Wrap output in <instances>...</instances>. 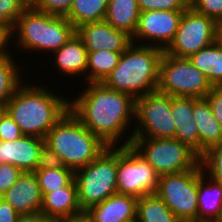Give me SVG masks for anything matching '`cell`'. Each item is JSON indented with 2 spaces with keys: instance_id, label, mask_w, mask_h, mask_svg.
Masks as SVG:
<instances>
[{
  "instance_id": "obj_1",
  "label": "cell",
  "mask_w": 222,
  "mask_h": 222,
  "mask_svg": "<svg viewBox=\"0 0 222 222\" xmlns=\"http://www.w3.org/2000/svg\"><path fill=\"white\" fill-rule=\"evenodd\" d=\"M135 109L136 99L132 95L108 88L103 83H89L81 95L69 101L72 114L112 147H116L121 135L127 133L128 125L132 118L135 119Z\"/></svg>"
},
{
  "instance_id": "obj_2",
  "label": "cell",
  "mask_w": 222,
  "mask_h": 222,
  "mask_svg": "<svg viewBox=\"0 0 222 222\" xmlns=\"http://www.w3.org/2000/svg\"><path fill=\"white\" fill-rule=\"evenodd\" d=\"M49 91L22 83L5 105L23 135L45 139L49 130L69 111L70 100Z\"/></svg>"
},
{
  "instance_id": "obj_3",
  "label": "cell",
  "mask_w": 222,
  "mask_h": 222,
  "mask_svg": "<svg viewBox=\"0 0 222 222\" xmlns=\"http://www.w3.org/2000/svg\"><path fill=\"white\" fill-rule=\"evenodd\" d=\"M164 50L131 43L121 54L118 65L102 82L106 87L125 92L135 99L157 90L159 64Z\"/></svg>"
},
{
  "instance_id": "obj_4",
  "label": "cell",
  "mask_w": 222,
  "mask_h": 222,
  "mask_svg": "<svg viewBox=\"0 0 222 222\" xmlns=\"http://www.w3.org/2000/svg\"><path fill=\"white\" fill-rule=\"evenodd\" d=\"M45 144L74 171L95 160L108 147L70 110L49 130Z\"/></svg>"
},
{
  "instance_id": "obj_5",
  "label": "cell",
  "mask_w": 222,
  "mask_h": 222,
  "mask_svg": "<svg viewBox=\"0 0 222 222\" xmlns=\"http://www.w3.org/2000/svg\"><path fill=\"white\" fill-rule=\"evenodd\" d=\"M16 31V32H15ZM23 50L55 52L76 33V28L63 16L40 12L29 5L18 18L12 35Z\"/></svg>"
},
{
  "instance_id": "obj_6",
  "label": "cell",
  "mask_w": 222,
  "mask_h": 222,
  "mask_svg": "<svg viewBox=\"0 0 222 222\" xmlns=\"http://www.w3.org/2000/svg\"><path fill=\"white\" fill-rule=\"evenodd\" d=\"M117 167L118 147L108 146L95 160L75 171L78 203L82 211L118 193Z\"/></svg>"
},
{
  "instance_id": "obj_7",
  "label": "cell",
  "mask_w": 222,
  "mask_h": 222,
  "mask_svg": "<svg viewBox=\"0 0 222 222\" xmlns=\"http://www.w3.org/2000/svg\"><path fill=\"white\" fill-rule=\"evenodd\" d=\"M131 146L161 176L194 169L200 156L175 138H132Z\"/></svg>"
},
{
  "instance_id": "obj_8",
  "label": "cell",
  "mask_w": 222,
  "mask_h": 222,
  "mask_svg": "<svg viewBox=\"0 0 222 222\" xmlns=\"http://www.w3.org/2000/svg\"><path fill=\"white\" fill-rule=\"evenodd\" d=\"M135 120L137 127L122 146L131 145L132 138H174L171 96L155 90L136 98Z\"/></svg>"
},
{
  "instance_id": "obj_9",
  "label": "cell",
  "mask_w": 222,
  "mask_h": 222,
  "mask_svg": "<svg viewBox=\"0 0 222 222\" xmlns=\"http://www.w3.org/2000/svg\"><path fill=\"white\" fill-rule=\"evenodd\" d=\"M213 86L189 58L163 53L157 90L170 96L205 98Z\"/></svg>"
},
{
  "instance_id": "obj_10",
  "label": "cell",
  "mask_w": 222,
  "mask_h": 222,
  "mask_svg": "<svg viewBox=\"0 0 222 222\" xmlns=\"http://www.w3.org/2000/svg\"><path fill=\"white\" fill-rule=\"evenodd\" d=\"M155 194L181 222H197L198 165L184 172L161 175Z\"/></svg>"
},
{
  "instance_id": "obj_11",
  "label": "cell",
  "mask_w": 222,
  "mask_h": 222,
  "mask_svg": "<svg viewBox=\"0 0 222 222\" xmlns=\"http://www.w3.org/2000/svg\"><path fill=\"white\" fill-rule=\"evenodd\" d=\"M160 175L131 145L118 147L117 192L140 198L155 194Z\"/></svg>"
},
{
  "instance_id": "obj_12",
  "label": "cell",
  "mask_w": 222,
  "mask_h": 222,
  "mask_svg": "<svg viewBox=\"0 0 222 222\" xmlns=\"http://www.w3.org/2000/svg\"><path fill=\"white\" fill-rule=\"evenodd\" d=\"M217 23L190 6L183 12L173 41L164 53L189 58L192 54L216 41Z\"/></svg>"
},
{
  "instance_id": "obj_13",
  "label": "cell",
  "mask_w": 222,
  "mask_h": 222,
  "mask_svg": "<svg viewBox=\"0 0 222 222\" xmlns=\"http://www.w3.org/2000/svg\"><path fill=\"white\" fill-rule=\"evenodd\" d=\"M183 12L166 10L141 12L136 31L131 38L132 42L151 41L149 46L165 50L175 37Z\"/></svg>"
},
{
  "instance_id": "obj_14",
  "label": "cell",
  "mask_w": 222,
  "mask_h": 222,
  "mask_svg": "<svg viewBox=\"0 0 222 222\" xmlns=\"http://www.w3.org/2000/svg\"><path fill=\"white\" fill-rule=\"evenodd\" d=\"M76 34L82 39L87 51L124 52L132 43L129 35L106 21L82 24L76 28Z\"/></svg>"
},
{
  "instance_id": "obj_15",
  "label": "cell",
  "mask_w": 222,
  "mask_h": 222,
  "mask_svg": "<svg viewBox=\"0 0 222 222\" xmlns=\"http://www.w3.org/2000/svg\"><path fill=\"white\" fill-rule=\"evenodd\" d=\"M44 144L43 138L25 135L14 141L0 140V163L16 166L22 172H34Z\"/></svg>"
},
{
  "instance_id": "obj_16",
  "label": "cell",
  "mask_w": 222,
  "mask_h": 222,
  "mask_svg": "<svg viewBox=\"0 0 222 222\" xmlns=\"http://www.w3.org/2000/svg\"><path fill=\"white\" fill-rule=\"evenodd\" d=\"M1 198L20 215L40 212L43 203V195L34 172H22Z\"/></svg>"
},
{
  "instance_id": "obj_17",
  "label": "cell",
  "mask_w": 222,
  "mask_h": 222,
  "mask_svg": "<svg viewBox=\"0 0 222 222\" xmlns=\"http://www.w3.org/2000/svg\"><path fill=\"white\" fill-rule=\"evenodd\" d=\"M171 114L176 126L174 138L200 156V136L193 115V97L171 96Z\"/></svg>"
},
{
  "instance_id": "obj_18",
  "label": "cell",
  "mask_w": 222,
  "mask_h": 222,
  "mask_svg": "<svg viewBox=\"0 0 222 222\" xmlns=\"http://www.w3.org/2000/svg\"><path fill=\"white\" fill-rule=\"evenodd\" d=\"M207 177L199 163L197 222L219 221L222 217V183Z\"/></svg>"
},
{
  "instance_id": "obj_19",
  "label": "cell",
  "mask_w": 222,
  "mask_h": 222,
  "mask_svg": "<svg viewBox=\"0 0 222 222\" xmlns=\"http://www.w3.org/2000/svg\"><path fill=\"white\" fill-rule=\"evenodd\" d=\"M137 197L116 193L86 210L94 222H122L136 218Z\"/></svg>"
},
{
  "instance_id": "obj_20",
  "label": "cell",
  "mask_w": 222,
  "mask_h": 222,
  "mask_svg": "<svg viewBox=\"0 0 222 222\" xmlns=\"http://www.w3.org/2000/svg\"><path fill=\"white\" fill-rule=\"evenodd\" d=\"M75 179L68 185L43 196L40 212L54 219H65L81 212Z\"/></svg>"
},
{
  "instance_id": "obj_21",
  "label": "cell",
  "mask_w": 222,
  "mask_h": 222,
  "mask_svg": "<svg viewBox=\"0 0 222 222\" xmlns=\"http://www.w3.org/2000/svg\"><path fill=\"white\" fill-rule=\"evenodd\" d=\"M193 115L200 136V156L222 143V127L211 111L206 98L193 97Z\"/></svg>"
},
{
  "instance_id": "obj_22",
  "label": "cell",
  "mask_w": 222,
  "mask_h": 222,
  "mask_svg": "<svg viewBox=\"0 0 222 222\" xmlns=\"http://www.w3.org/2000/svg\"><path fill=\"white\" fill-rule=\"evenodd\" d=\"M56 67L64 75H82L87 72L88 51L82 39L75 33L60 49L54 52Z\"/></svg>"
},
{
  "instance_id": "obj_23",
  "label": "cell",
  "mask_w": 222,
  "mask_h": 222,
  "mask_svg": "<svg viewBox=\"0 0 222 222\" xmlns=\"http://www.w3.org/2000/svg\"><path fill=\"white\" fill-rule=\"evenodd\" d=\"M140 13L137 0H108L104 21L132 38Z\"/></svg>"
},
{
  "instance_id": "obj_24",
  "label": "cell",
  "mask_w": 222,
  "mask_h": 222,
  "mask_svg": "<svg viewBox=\"0 0 222 222\" xmlns=\"http://www.w3.org/2000/svg\"><path fill=\"white\" fill-rule=\"evenodd\" d=\"M189 60L212 86H222V47L216 41L192 54Z\"/></svg>"
},
{
  "instance_id": "obj_25",
  "label": "cell",
  "mask_w": 222,
  "mask_h": 222,
  "mask_svg": "<svg viewBox=\"0 0 222 222\" xmlns=\"http://www.w3.org/2000/svg\"><path fill=\"white\" fill-rule=\"evenodd\" d=\"M136 218L138 222H181L156 194L138 198Z\"/></svg>"
},
{
  "instance_id": "obj_26",
  "label": "cell",
  "mask_w": 222,
  "mask_h": 222,
  "mask_svg": "<svg viewBox=\"0 0 222 222\" xmlns=\"http://www.w3.org/2000/svg\"><path fill=\"white\" fill-rule=\"evenodd\" d=\"M123 52L106 50L88 51L87 75L88 83H102L112 70L118 65Z\"/></svg>"
},
{
  "instance_id": "obj_27",
  "label": "cell",
  "mask_w": 222,
  "mask_h": 222,
  "mask_svg": "<svg viewBox=\"0 0 222 222\" xmlns=\"http://www.w3.org/2000/svg\"><path fill=\"white\" fill-rule=\"evenodd\" d=\"M108 0H73L66 18L77 28L89 22L104 21Z\"/></svg>"
},
{
  "instance_id": "obj_28",
  "label": "cell",
  "mask_w": 222,
  "mask_h": 222,
  "mask_svg": "<svg viewBox=\"0 0 222 222\" xmlns=\"http://www.w3.org/2000/svg\"><path fill=\"white\" fill-rule=\"evenodd\" d=\"M11 55L0 58V104L6 105L17 88L24 83ZM19 70V71H18Z\"/></svg>"
},
{
  "instance_id": "obj_29",
  "label": "cell",
  "mask_w": 222,
  "mask_h": 222,
  "mask_svg": "<svg viewBox=\"0 0 222 222\" xmlns=\"http://www.w3.org/2000/svg\"><path fill=\"white\" fill-rule=\"evenodd\" d=\"M34 173L43 196L53 190L68 186L75 179V171L68 167L35 170Z\"/></svg>"
},
{
  "instance_id": "obj_30",
  "label": "cell",
  "mask_w": 222,
  "mask_h": 222,
  "mask_svg": "<svg viewBox=\"0 0 222 222\" xmlns=\"http://www.w3.org/2000/svg\"><path fill=\"white\" fill-rule=\"evenodd\" d=\"M200 164L207 176L222 183V143L202 154Z\"/></svg>"
},
{
  "instance_id": "obj_31",
  "label": "cell",
  "mask_w": 222,
  "mask_h": 222,
  "mask_svg": "<svg viewBox=\"0 0 222 222\" xmlns=\"http://www.w3.org/2000/svg\"><path fill=\"white\" fill-rule=\"evenodd\" d=\"M28 6L24 0H0V22L13 29Z\"/></svg>"
},
{
  "instance_id": "obj_32",
  "label": "cell",
  "mask_w": 222,
  "mask_h": 222,
  "mask_svg": "<svg viewBox=\"0 0 222 222\" xmlns=\"http://www.w3.org/2000/svg\"><path fill=\"white\" fill-rule=\"evenodd\" d=\"M140 12L152 10L185 11L189 5L185 0H137Z\"/></svg>"
},
{
  "instance_id": "obj_33",
  "label": "cell",
  "mask_w": 222,
  "mask_h": 222,
  "mask_svg": "<svg viewBox=\"0 0 222 222\" xmlns=\"http://www.w3.org/2000/svg\"><path fill=\"white\" fill-rule=\"evenodd\" d=\"M73 0H37L32 6L40 12L66 17Z\"/></svg>"
},
{
  "instance_id": "obj_34",
  "label": "cell",
  "mask_w": 222,
  "mask_h": 222,
  "mask_svg": "<svg viewBox=\"0 0 222 222\" xmlns=\"http://www.w3.org/2000/svg\"><path fill=\"white\" fill-rule=\"evenodd\" d=\"M190 7L216 23L222 22V0H194Z\"/></svg>"
},
{
  "instance_id": "obj_35",
  "label": "cell",
  "mask_w": 222,
  "mask_h": 222,
  "mask_svg": "<svg viewBox=\"0 0 222 222\" xmlns=\"http://www.w3.org/2000/svg\"><path fill=\"white\" fill-rule=\"evenodd\" d=\"M62 167H66L62 158L48 145L44 144L40 150L36 170L57 169Z\"/></svg>"
},
{
  "instance_id": "obj_36",
  "label": "cell",
  "mask_w": 222,
  "mask_h": 222,
  "mask_svg": "<svg viewBox=\"0 0 222 222\" xmlns=\"http://www.w3.org/2000/svg\"><path fill=\"white\" fill-rule=\"evenodd\" d=\"M24 136L18 124L5 112L0 118V140L14 141Z\"/></svg>"
},
{
  "instance_id": "obj_37",
  "label": "cell",
  "mask_w": 222,
  "mask_h": 222,
  "mask_svg": "<svg viewBox=\"0 0 222 222\" xmlns=\"http://www.w3.org/2000/svg\"><path fill=\"white\" fill-rule=\"evenodd\" d=\"M22 171L7 163H0V194L3 195L19 178Z\"/></svg>"
},
{
  "instance_id": "obj_38",
  "label": "cell",
  "mask_w": 222,
  "mask_h": 222,
  "mask_svg": "<svg viewBox=\"0 0 222 222\" xmlns=\"http://www.w3.org/2000/svg\"><path fill=\"white\" fill-rule=\"evenodd\" d=\"M211 105V111L222 127V86H213L205 97Z\"/></svg>"
},
{
  "instance_id": "obj_39",
  "label": "cell",
  "mask_w": 222,
  "mask_h": 222,
  "mask_svg": "<svg viewBox=\"0 0 222 222\" xmlns=\"http://www.w3.org/2000/svg\"><path fill=\"white\" fill-rule=\"evenodd\" d=\"M12 29L4 24L0 22V58L6 57L11 55V52L9 53L8 44L10 45V43H7L8 41H10V38H12Z\"/></svg>"
},
{
  "instance_id": "obj_40",
  "label": "cell",
  "mask_w": 222,
  "mask_h": 222,
  "mask_svg": "<svg viewBox=\"0 0 222 222\" xmlns=\"http://www.w3.org/2000/svg\"><path fill=\"white\" fill-rule=\"evenodd\" d=\"M20 214L3 198H0V222H17Z\"/></svg>"
},
{
  "instance_id": "obj_41",
  "label": "cell",
  "mask_w": 222,
  "mask_h": 222,
  "mask_svg": "<svg viewBox=\"0 0 222 222\" xmlns=\"http://www.w3.org/2000/svg\"><path fill=\"white\" fill-rule=\"evenodd\" d=\"M17 222H55V219L47 217L41 212H35L19 215Z\"/></svg>"
},
{
  "instance_id": "obj_42",
  "label": "cell",
  "mask_w": 222,
  "mask_h": 222,
  "mask_svg": "<svg viewBox=\"0 0 222 222\" xmlns=\"http://www.w3.org/2000/svg\"><path fill=\"white\" fill-rule=\"evenodd\" d=\"M73 222H94L87 211H81L73 215Z\"/></svg>"
},
{
  "instance_id": "obj_43",
  "label": "cell",
  "mask_w": 222,
  "mask_h": 222,
  "mask_svg": "<svg viewBox=\"0 0 222 222\" xmlns=\"http://www.w3.org/2000/svg\"><path fill=\"white\" fill-rule=\"evenodd\" d=\"M216 42L222 47V22L217 23Z\"/></svg>"
},
{
  "instance_id": "obj_44",
  "label": "cell",
  "mask_w": 222,
  "mask_h": 222,
  "mask_svg": "<svg viewBox=\"0 0 222 222\" xmlns=\"http://www.w3.org/2000/svg\"><path fill=\"white\" fill-rule=\"evenodd\" d=\"M55 222H73V215L65 219H55Z\"/></svg>"
},
{
  "instance_id": "obj_45",
  "label": "cell",
  "mask_w": 222,
  "mask_h": 222,
  "mask_svg": "<svg viewBox=\"0 0 222 222\" xmlns=\"http://www.w3.org/2000/svg\"><path fill=\"white\" fill-rule=\"evenodd\" d=\"M6 112V108L4 104H0V118Z\"/></svg>"
},
{
  "instance_id": "obj_46",
  "label": "cell",
  "mask_w": 222,
  "mask_h": 222,
  "mask_svg": "<svg viewBox=\"0 0 222 222\" xmlns=\"http://www.w3.org/2000/svg\"><path fill=\"white\" fill-rule=\"evenodd\" d=\"M28 5H33L37 0H24Z\"/></svg>"
},
{
  "instance_id": "obj_47",
  "label": "cell",
  "mask_w": 222,
  "mask_h": 222,
  "mask_svg": "<svg viewBox=\"0 0 222 222\" xmlns=\"http://www.w3.org/2000/svg\"><path fill=\"white\" fill-rule=\"evenodd\" d=\"M122 222H138V221H137V218H134V219H128Z\"/></svg>"
},
{
  "instance_id": "obj_48",
  "label": "cell",
  "mask_w": 222,
  "mask_h": 222,
  "mask_svg": "<svg viewBox=\"0 0 222 222\" xmlns=\"http://www.w3.org/2000/svg\"><path fill=\"white\" fill-rule=\"evenodd\" d=\"M187 2V4L190 6L194 0H185Z\"/></svg>"
}]
</instances>
